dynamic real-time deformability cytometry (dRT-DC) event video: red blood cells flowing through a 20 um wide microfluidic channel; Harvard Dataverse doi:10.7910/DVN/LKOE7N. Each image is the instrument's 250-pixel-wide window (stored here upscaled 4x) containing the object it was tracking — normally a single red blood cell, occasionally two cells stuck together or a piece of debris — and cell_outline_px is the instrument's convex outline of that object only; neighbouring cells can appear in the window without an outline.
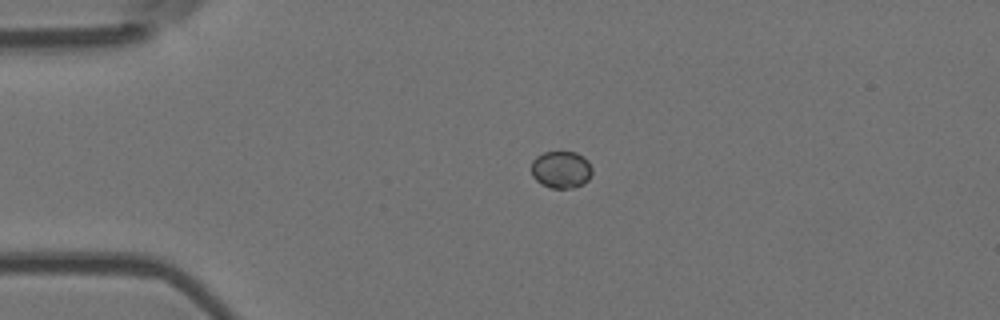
{"species": "Egyptian fruit bat (a non-hibernating species)", "species_latin": "Rousettus aegyptiacus", "temperature_condition": "room temperature", "stored_images_in_passage": 42, "camera_frame_rate_fps": 3000, "um_per_image_px": 0.085, "animal": {"sex": "female"}, "frame": {"image": 1, "passage_image": 1, "time_ms": 0.0, "image_size_px": [1000, 320], "cell_outline_px": [[592, 172], [588, 180], [584, 184], [572, 188], [552, 188], [540, 184], [532, 176], [532, 160], [536, 156], [544, 152], [576, 152], [584, 156], [588, 160], [592, 168]], "centroid_in_image_um": [47.7, 14.41], "position_along_channel_um": 37.3, "area_um2": 13.35}}
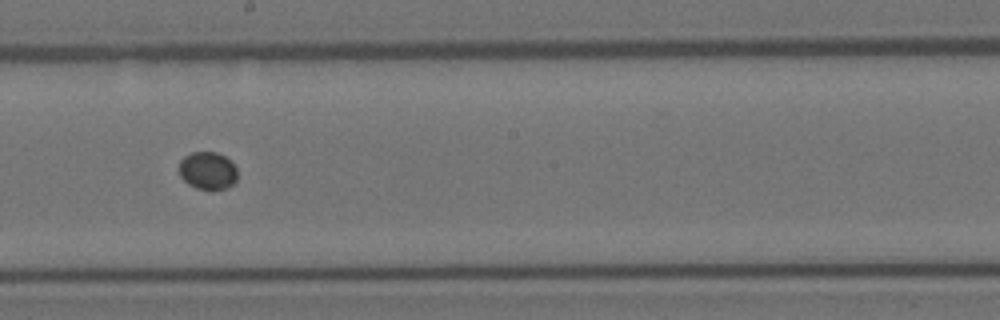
{"frame": {"image": 2, "passage_image": 19, "time_ms": 6.0, "image_size_px": [1000, 320], "cell_outline_px": [[236, 180], [232, 184], [224, 188], [196, 188], [188, 184], [180, 176], [180, 160], [184, 156], [192, 152], [216, 152], [224, 156], [236, 168]], "centroid_in_image_um": [17.62, 14.48], "position_along_channel_um": 230.6, "area_um2": 12.43}}
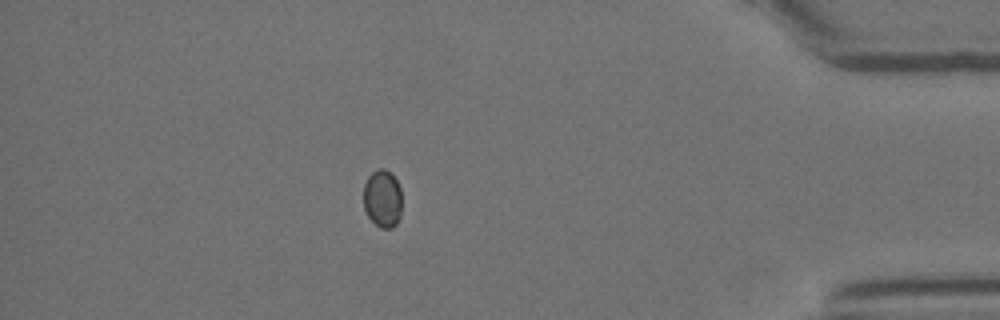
{"frame": {"image": 3, "passage_image": 36, "time_ms": 11.667, "image_size_px": [1000, 320], "cell_outline_px": [[400, 216], [396, 224], [392, 228], [380, 228], [368, 216], [364, 208], [364, 184], [368, 176], [372, 172], [380, 168], [384, 168], [396, 180], [400, 188]], "centroid_in_image_um": [32.5, 16.89], "position_along_channel_um": 402.7, "area_um2": 12.72}}